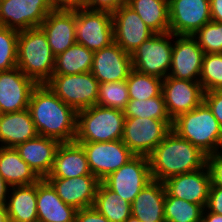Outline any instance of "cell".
<instances>
[{
  "label": "cell",
  "mask_w": 222,
  "mask_h": 222,
  "mask_svg": "<svg viewBox=\"0 0 222 222\" xmlns=\"http://www.w3.org/2000/svg\"><path fill=\"white\" fill-rule=\"evenodd\" d=\"M82 0H50V2L55 6V8L58 7H64V8H72V7H78L81 6Z\"/></svg>",
  "instance_id": "bcb514c9"
},
{
  "label": "cell",
  "mask_w": 222,
  "mask_h": 222,
  "mask_svg": "<svg viewBox=\"0 0 222 222\" xmlns=\"http://www.w3.org/2000/svg\"><path fill=\"white\" fill-rule=\"evenodd\" d=\"M204 208L184 199L170 196L167 192L164 203L165 222H201Z\"/></svg>",
  "instance_id": "d6a6232c"
},
{
  "label": "cell",
  "mask_w": 222,
  "mask_h": 222,
  "mask_svg": "<svg viewBox=\"0 0 222 222\" xmlns=\"http://www.w3.org/2000/svg\"><path fill=\"white\" fill-rule=\"evenodd\" d=\"M172 130L206 156L222 150V128L204 102L174 119Z\"/></svg>",
  "instance_id": "277c9868"
},
{
  "label": "cell",
  "mask_w": 222,
  "mask_h": 222,
  "mask_svg": "<svg viewBox=\"0 0 222 222\" xmlns=\"http://www.w3.org/2000/svg\"><path fill=\"white\" fill-rule=\"evenodd\" d=\"M124 222H141L138 218L134 217V216H130L129 218H127Z\"/></svg>",
  "instance_id": "681fc988"
},
{
  "label": "cell",
  "mask_w": 222,
  "mask_h": 222,
  "mask_svg": "<svg viewBox=\"0 0 222 222\" xmlns=\"http://www.w3.org/2000/svg\"><path fill=\"white\" fill-rule=\"evenodd\" d=\"M201 222H222V215L210 212L206 207L203 210Z\"/></svg>",
  "instance_id": "7dc6e473"
},
{
  "label": "cell",
  "mask_w": 222,
  "mask_h": 222,
  "mask_svg": "<svg viewBox=\"0 0 222 222\" xmlns=\"http://www.w3.org/2000/svg\"><path fill=\"white\" fill-rule=\"evenodd\" d=\"M75 222H110L93 206L76 211Z\"/></svg>",
  "instance_id": "b9f144b4"
},
{
  "label": "cell",
  "mask_w": 222,
  "mask_h": 222,
  "mask_svg": "<svg viewBox=\"0 0 222 222\" xmlns=\"http://www.w3.org/2000/svg\"><path fill=\"white\" fill-rule=\"evenodd\" d=\"M94 52L75 43L65 52L55 56L53 75H75L90 72Z\"/></svg>",
  "instance_id": "f546056e"
},
{
  "label": "cell",
  "mask_w": 222,
  "mask_h": 222,
  "mask_svg": "<svg viewBox=\"0 0 222 222\" xmlns=\"http://www.w3.org/2000/svg\"><path fill=\"white\" fill-rule=\"evenodd\" d=\"M54 8L50 0H0V26L16 31L40 27Z\"/></svg>",
  "instance_id": "8fae6325"
},
{
  "label": "cell",
  "mask_w": 222,
  "mask_h": 222,
  "mask_svg": "<svg viewBox=\"0 0 222 222\" xmlns=\"http://www.w3.org/2000/svg\"><path fill=\"white\" fill-rule=\"evenodd\" d=\"M11 186L0 174V205H6Z\"/></svg>",
  "instance_id": "f6af8a7d"
},
{
  "label": "cell",
  "mask_w": 222,
  "mask_h": 222,
  "mask_svg": "<svg viewBox=\"0 0 222 222\" xmlns=\"http://www.w3.org/2000/svg\"><path fill=\"white\" fill-rule=\"evenodd\" d=\"M84 175L92 173L83 147L75 141L61 143L47 177L74 178Z\"/></svg>",
  "instance_id": "d4e9b609"
},
{
  "label": "cell",
  "mask_w": 222,
  "mask_h": 222,
  "mask_svg": "<svg viewBox=\"0 0 222 222\" xmlns=\"http://www.w3.org/2000/svg\"><path fill=\"white\" fill-rule=\"evenodd\" d=\"M150 174L160 182L192 172L206 165V155L188 140L171 130L148 156Z\"/></svg>",
  "instance_id": "7a4b0ae2"
},
{
  "label": "cell",
  "mask_w": 222,
  "mask_h": 222,
  "mask_svg": "<svg viewBox=\"0 0 222 222\" xmlns=\"http://www.w3.org/2000/svg\"><path fill=\"white\" fill-rule=\"evenodd\" d=\"M206 208L210 212L222 215V187L210 185Z\"/></svg>",
  "instance_id": "7bdbcfd3"
},
{
  "label": "cell",
  "mask_w": 222,
  "mask_h": 222,
  "mask_svg": "<svg viewBox=\"0 0 222 222\" xmlns=\"http://www.w3.org/2000/svg\"><path fill=\"white\" fill-rule=\"evenodd\" d=\"M165 195L164 183L152 179L134 198L131 204L132 216L141 222H165Z\"/></svg>",
  "instance_id": "603a6c76"
},
{
  "label": "cell",
  "mask_w": 222,
  "mask_h": 222,
  "mask_svg": "<svg viewBox=\"0 0 222 222\" xmlns=\"http://www.w3.org/2000/svg\"><path fill=\"white\" fill-rule=\"evenodd\" d=\"M38 136L29 109L0 114V147H16Z\"/></svg>",
  "instance_id": "484cf974"
},
{
  "label": "cell",
  "mask_w": 222,
  "mask_h": 222,
  "mask_svg": "<svg viewBox=\"0 0 222 222\" xmlns=\"http://www.w3.org/2000/svg\"><path fill=\"white\" fill-rule=\"evenodd\" d=\"M129 100H147L162 93L163 79L132 69L126 80Z\"/></svg>",
  "instance_id": "1f68e13d"
},
{
  "label": "cell",
  "mask_w": 222,
  "mask_h": 222,
  "mask_svg": "<svg viewBox=\"0 0 222 222\" xmlns=\"http://www.w3.org/2000/svg\"><path fill=\"white\" fill-rule=\"evenodd\" d=\"M60 141L38 135L15 147L20 157L35 171L41 178H46L54 164L55 155Z\"/></svg>",
  "instance_id": "7402d4cb"
},
{
  "label": "cell",
  "mask_w": 222,
  "mask_h": 222,
  "mask_svg": "<svg viewBox=\"0 0 222 222\" xmlns=\"http://www.w3.org/2000/svg\"><path fill=\"white\" fill-rule=\"evenodd\" d=\"M0 174L11 187L35 184L41 179L14 147H0Z\"/></svg>",
  "instance_id": "83f0119b"
},
{
  "label": "cell",
  "mask_w": 222,
  "mask_h": 222,
  "mask_svg": "<svg viewBox=\"0 0 222 222\" xmlns=\"http://www.w3.org/2000/svg\"><path fill=\"white\" fill-rule=\"evenodd\" d=\"M174 38L173 33L167 32L154 34L144 41L131 54L133 69L161 79L166 78L170 72Z\"/></svg>",
  "instance_id": "52a82bcc"
},
{
  "label": "cell",
  "mask_w": 222,
  "mask_h": 222,
  "mask_svg": "<svg viewBox=\"0 0 222 222\" xmlns=\"http://www.w3.org/2000/svg\"><path fill=\"white\" fill-rule=\"evenodd\" d=\"M166 192L190 203L207 206L211 176L207 165L203 168L175 175L163 181Z\"/></svg>",
  "instance_id": "ac0fdd59"
},
{
  "label": "cell",
  "mask_w": 222,
  "mask_h": 222,
  "mask_svg": "<svg viewBox=\"0 0 222 222\" xmlns=\"http://www.w3.org/2000/svg\"><path fill=\"white\" fill-rule=\"evenodd\" d=\"M112 18L114 42L128 54L155 34L127 3L115 11Z\"/></svg>",
  "instance_id": "e0dca14e"
},
{
  "label": "cell",
  "mask_w": 222,
  "mask_h": 222,
  "mask_svg": "<svg viewBox=\"0 0 222 222\" xmlns=\"http://www.w3.org/2000/svg\"><path fill=\"white\" fill-rule=\"evenodd\" d=\"M129 102L126 80L99 84L97 105L124 110Z\"/></svg>",
  "instance_id": "d590c367"
},
{
  "label": "cell",
  "mask_w": 222,
  "mask_h": 222,
  "mask_svg": "<svg viewBox=\"0 0 222 222\" xmlns=\"http://www.w3.org/2000/svg\"><path fill=\"white\" fill-rule=\"evenodd\" d=\"M172 120L125 118L122 141L135 154L149 156L172 130Z\"/></svg>",
  "instance_id": "ba28073f"
},
{
  "label": "cell",
  "mask_w": 222,
  "mask_h": 222,
  "mask_svg": "<svg viewBox=\"0 0 222 222\" xmlns=\"http://www.w3.org/2000/svg\"><path fill=\"white\" fill-rule=\"evenodd\" d=\"M125 118H150L171 120L169 117L162 93L147 100H129L123 110Z\"/></svg>",
  "instance_id": "836d02e7"
},
{
  "label": "cell",
  "mask_w": 222,
  "mask_h": 222,
  "mask_svg": "<svg viewBox=\"0 0 222 222\" xmlns=\"http://www.w3.org/2000/svg\"><path fill=\"white\" fill-rule=\"evenodd\" d=\"M199 82L204 92L222 90V53L204 54Z\"/></svg>",
  "instance_id": "e575fe53"
},
{
  "label": "cell",
  "mask_w": 222,
  "mask_h": 222,
  "mask_svg": "<svg viewBox=\"0 0 222 222\" xmlns=\"http://www.w3.org/2000/svg\"><path fill=\"white\" fill-rule=\"evenodd\" d=\"M37 85L18 67L0 71V113L6 114L28 109L31 93Z\"/></svg>",
  "instance_id": "2e32d148"
},
{
  "label": "cell",
  "mask_w": 222,
  "mask_h": 222,
  "mask_svg": "<svg viewBox=\"0 0 222 222\" xmlns=\"http://www.w3.org/2000/svg\"><path fill=\"white\" fill-rule=\"evenodd\" d=\"M169 32L193 35L211 22L210 0H169Z\"/></svg>",
  "instance_id": "4fadbf2b"
},
{
  "label": "cell",
  "mask_w": 222,
  "mask_h": 222,
  "mask_svg": "<svg viewBox=\"0 0 222 222\" xmlns=\"http://www.w3.org/2000/svg\"><path fill=\"white\" fill-rule=\"evenodd\" d=\"M205 54L222 53V23L211 21L192 35Z\"/></svg>",
  "instance_id": "74e56055"
},
{
  "label": "cell",
  "mask_w": 222,
  "mask_h": 222,
  "mask_svg": "<svg viewBox=\"0 0 222 222\" xmlns=\"http://www.w3.org/2000/svg\"><path fill=\"white\" fill-rule=\"evenodd\" d=\"M162 95L167 113L173 121L198 107L203 102L204 91L200 82L167 76L162 82Z\"/></svg>",
  "instance_id": "9a60e30c"
},
{
  "label": "cell",
  "mask_w": 222,
  "mask_h": 222,
  "mask_svg": "<svg viewBox=\"0 0 222 222\" xmlns=\"http://www.w3.org/2000/svg\"><path fill=\"white\" fill-rule=\"evenodd\" d=\"M45 84L76 112L97 105L100 83L91 72L53 75Z\"/></svg>",
  "instance_id": "8992f818"
},
{
  "label": "cell",
  "mask_w": 222,
  "mask_h": 222,
  "mask_svg": "<svg viewBox=\"0 0 222 222\" xmlns=\"http://www.w3.org/2000/svg\"><path fill=\"white\" fill-rule=\"evenodd\" d=\"M19 31L0 26V71L17 67Z\"/></svg>",
  "instance_id": "8d00e7d4"
},
{
  "label": "cell",
  "mask_w": 222,
  "mask_h": 222,
  "mask_svg": "<svg viewBox=\"0 0 222 222\" xmlns=\"http://www.w3.org/2000/svg\"><path fill=\"white\" fill-rule=\"evenodd\" d=\"M206 165L211 176V184L222 187V151L206 156Z\"/></svg>",
  "instance_id": "ab89813d"
},
{
  "label": "cell",
  "mask_w": 222,
  "mask_h": 222,
  "mask_svg": "<svg viewBox=\"0 0 222 222\" xmlns=\"http://www.w3.org/2000/svg\"><path fill=\"white\" fill-rule=\"evenodd\" d=\"M76 211L61 200L45 178L37 182L38 222H75Z\"/></svg>",
  "instance_id": "cb8c5ba5"
},
{
  "label": "cell",
  "mask_w": 222,
  "mask_h": 222,
  "mask_svg": "<svg viewBox=\"0 0 222 222\" xmlns=\"http://www.w3.org/2000/svg\"><path fill=\"white\" fill-rule=\"evenodd\" d=\"M126 3L127 0H82L81 7L91 11L108 12L113 14Z\"/></svg>",
  "instance_id": "f35d334b"
},
{
  "label": "cell",
  "mask_w": 222,
  "mask_h": 222,
  "mask_svg": "<svg viewBox=\"0 0 222 222\" xmlns=\"http://www.w3.org/2000/svg\"><path fill=\"white\" fill-rule=\"evenodd\" d=\"M125 116L119 109L94 105L77 112L75 142L121 140Z\"/></svg>",
  "instance_id": "5b68a950"
},
{
  "label": "cell",
  "mask_w": 222,
  "mask_h": 222,
  "mask_svg": "<svg viewBox=\"0 0 222 222\" xmlns=\"http://www.w3.org/2000/svg\"><path fill=\"white\" fill-rule=\"evenodd\" d=\"M175 38L168 76L199 82L204 51L191 35H175Z\"/></svg>",
  "instance_id": "5bb4252c"
},
{
  "label": "cell",
  "mask_w": 222,
  "mask_h": 222,
  "mask_svg": "<svg viewBox=\"0 0 222 222\" xmlns=\"http://www.w3.org/2000/svg\"><path fill=\"white\" fill-rule=\"evenodd\" d=\"M86 154L92 175L100 181L131 160L135 154L122 140L111 142H77Z\"/></svg>",
  "instance_id": "7c38bea8"
},
{
  "label": "cell",
  "mask_w": 222,
  "mask_h": 222,
  "mask_svg": "<svg viewBox=\"0 0 222 222\" xmlns=\"http://www.w3.org/2000/svg\"><path fill=\"white\" fill-rule=\"evenodd\" d=\"M28 109L38 135L61 143L75 140L77 112L62 102L46 84H38L33 89Z\"/></svg>",
  "instance_id": "6da1fadb"
},
{
  "label": "cell",
  "mask_w": 222,
  "mask_h": 222,
  "mask_svg": "<svg viewBox=\"0 0 222 222\" xmlns=\"http://www.w3.org/2000/svg\"><path fill=\"white\" fill-rule=\"evenodd\" d=\"M133 69L131 54L118 44L94 52L91 73L99 83L127 80Z\"/></svg>",
  "instance_id": "ffe728a7"
},
{
  "label": "cell",
  "mask_w": 222,
  "mask_h": 222,
  "mask_svg": "<svg viewBox=\"0 0 222 222\" xmlns=\"http://www.w3.org/2000/svg\"><path fill=\"white\" fill-rule=\"evenodd\" d=\"M55 189L61 200L73 206L76 210L94 205L100 180L94 175H84L74 178H45Z\"/></svg>",
  "instance_id": "44dd1931"
},
{
  "label": "cell",
  "mask_w": 222,
  "mask_h": 222,
  "mask_svg": "<svg viewBox=\"0 0 222 222\" xmlns=\"http://www.w3.org/2000/svg\"><path fill=\"white\" fill-rule=\"evenodd\" d=\"M6 210L9 222H38L37 183L11 187Z\"/></svg>",
  "instance_id": "4316f807"
},
{
  "label": "cell",
  "mask_w": 222,
  "mask_h": 222,
  "mask_svg": "<svg viewBox=\"0 0 222 222\" xmlns=\"http://www.w3.org/2000/svg\"><path fill=\"white\" fill-rule=\"evenodd\" d=\"M203 102L211 110L222 128V90L204 92Z\"/></svg>",
  "instance_id": "60d3db41"
},
{
  "label": "cell",
  "mask_w": 222,
  "mask_h": 222,
  "mask_svg": "<svg viewBox=\"0 0 222 222\" xmlns=\"http://www.w3.org/2000/svg\"><path fill=\"white\" fill-rule=\"evenodd\" d=\"M76 43L93 52L114 42L112 14L76 7Z\"/></svg>",
  "instance_id": "9c48e42d"
},
{
  "label": "cell",
  "mask_w": 222,
  "mask_h": 222,
  "mask_svg": "<svg viewBox=\"0 0 222 222\" xmlns=\"http://www.w3.org/2000/svg\"><path fill=\"white\" fill-rule=\"evenodd\" d=\"M0 222H9L6 205H0Z\"/></svg>",
  "instance_id": "c3c4849f"
},
{
  "label": "cell",
  "mask_w": 222,
  "mask_h": 222,
  "mask_svg": "<svg viewBox=\"0 0 222 222\" xmlns=\"http://www.w3.org/2000/svg\"><path fill=\"white\" fill-rule=\"evenodd\" d=\"M55 55L40 27L19 31L17 67L37 84H45L54 73Z\"/></svg>",
  "instance_id": "3957f363"
},
{
  "label": "cell",
  "mask_w": 222,
  "mask_h": 222,
  "mask_svg": "<svg viewBox=\"0 0 222 222\" xmlns=\"http://www.w3.org/2000/svg\"><path fill=\"white\" fill-rule=\"evenodd\" d=\"M93 207L110 222H124L131 214V204L100 182Z\"/></svg>",
  "instance_id": "4dcf8cb0"
},
{
  "label": "cell",
  "mask_w": 222,
  "mask_h": 222,
  "mask_svg": "<svg viewBox=\"0 0 222 222\" xmlns=\"http://www.w3.org/2000/svg\"><path fill=\"white\" fill-rule=\"evenodd\" d=\"M40 28L47 36L52 53L56 56L76 43V7L54 8Z\"/></svg>",
  "instance_id": "d6986e66"
},
{
  "label": "cell",
  "mask_w": 222,
  "mask_h": 222,
  "mask_svg": "<svg viewBox=\"0 0 222 222\" xmlns=\"http://www.w3.org/2000/svg\"><path fill=\"white\" fill-rule=\"evenodd\" d=\"M211 20L222 23V0H210Z\"/></svg>",
  "instance_id": "ee69618b"
},
{
  "label": "cell",
  "mask_w": 222,
  "mask_h": 222,
  "mask_svg": "<svg viewBox=\"0 0 222 222\" xmlns=\"http://www.w3.org/2000/svg\"><path fill=\"white\" fill-rule=\"evenodd\" d=\"M151 180L149 158L135 155L125 165L109 174L101 182L108 189L117 193L121 199L132 204L134 198Z\"/></svg>",
  "instance_id": "30bf717a"
},
{
  "label": "cell",
  "mask_w": 222,
  "mask_h": 222,
  "mask_svg": "<svg viewBox=\"0 0 222 222\" xmlns=\"http://www.w3.org/2000/svg\"><path fill=\"white\" fill-rule=\"evenodd\" d=\"M127 4L155 34L169 32L168 0H127Z\"/></svg>",
  "instance_id": "f1b7e54d"
}]
</instances>
